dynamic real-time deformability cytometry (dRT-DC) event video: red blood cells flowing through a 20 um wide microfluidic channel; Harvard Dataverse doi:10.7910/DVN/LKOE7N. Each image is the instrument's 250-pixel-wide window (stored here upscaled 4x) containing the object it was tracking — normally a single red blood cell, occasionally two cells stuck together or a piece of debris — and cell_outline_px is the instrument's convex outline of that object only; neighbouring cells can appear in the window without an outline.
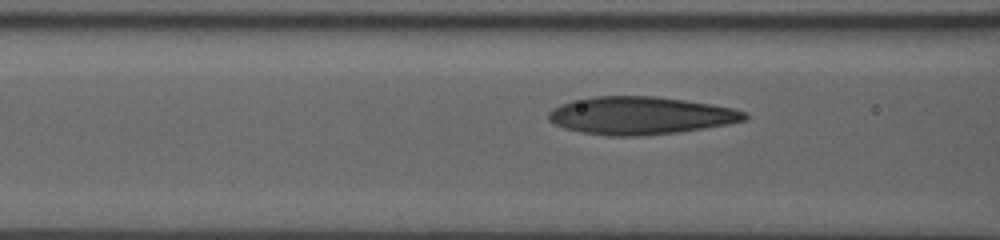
{"species": "human", "species_latin": "Homo sapiens", "temperature_condition": "room temperature", "stored_images_in_passage": 16, "camera_frame_rate_fps": 3000, "um_per_image_px": 0.085, "donor": {"sex": "male"}, "frame": {"image": 1, "passage_image": 14, "time_ms": 4.333, "image_size_px": [1000, 240], "cell_outline_px": [[748, 120], [728, 124], [680, 132], [640, 136], [608, 136], [580, 132], [564, 128], [548, 120], [548, 112], [552, 108], [560, 104], [572, 100], [596, 96], [652, 96], [684, 100], [712, 104], [732, 108], [748, 112]], "centroid_in_image_um": [54.44, 9.82], "position_along_channel_um": 112.2, "area_um2": 43.35}}